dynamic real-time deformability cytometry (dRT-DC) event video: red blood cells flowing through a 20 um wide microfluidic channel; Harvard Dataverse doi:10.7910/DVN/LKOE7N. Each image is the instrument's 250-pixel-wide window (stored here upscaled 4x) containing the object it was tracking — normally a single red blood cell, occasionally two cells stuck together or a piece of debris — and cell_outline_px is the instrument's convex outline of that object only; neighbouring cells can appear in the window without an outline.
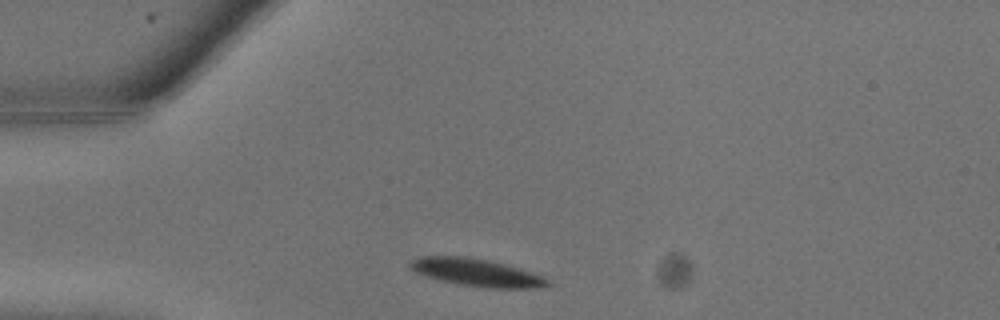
{"species": "common noctule bat (a hibernating species)", "species_latin": "Nyctalus noctula", "temperature_condition": "warm", "stored_images_in_passage": 14, "camera_frame_rate_fps": 3000, "um_per_image_px": 0.085, "animal": {"sex": "male", "body_mass_g": 13.3}, "frame": {"image": 1, "passage_image": 1, "time_ms": 0.0, "image_size_px": [1000, 320], "cell_outline_px": [[552, 284], [544, 288], [488, 288], [460, 284], [428, 276], [416, 272], [408, 268], [408, 264], [416, 256], [468, 256], [488, 260], [504, 264], [532, 272], [544, 276]], "centroid_in_image_um": [40.54, 23.15], "position_along_channel_um": 44.5, "area_um2": 22.08}}
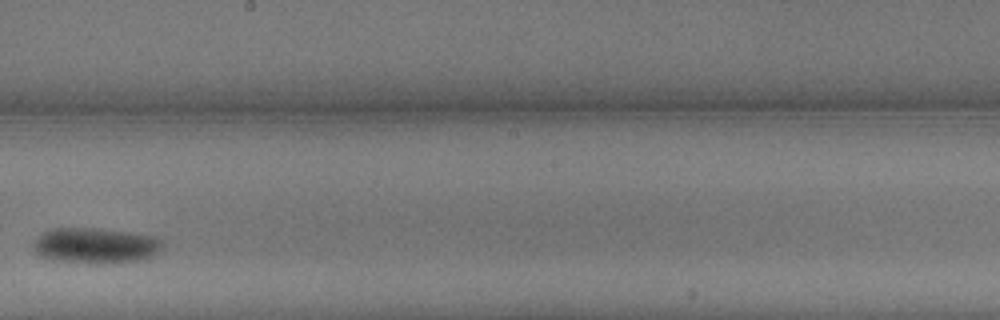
{"frame": {"image": 2, "passage_image": 9, "time_ms": 2.667, "image_size_px": [1000, 320], "cell_outline_px": [[164, 244], [152, 256], [144, 260], [64, 260], [40, 256], [32, 248], [36, 240], [44, 232], [56, 228], [92, 228], [132, 232], [156, 236], [164, 240]], "centroid_in_image_um": [8.18, 20.8], "position_along_channel_um": 240.0, "area_um2": 25.43}}
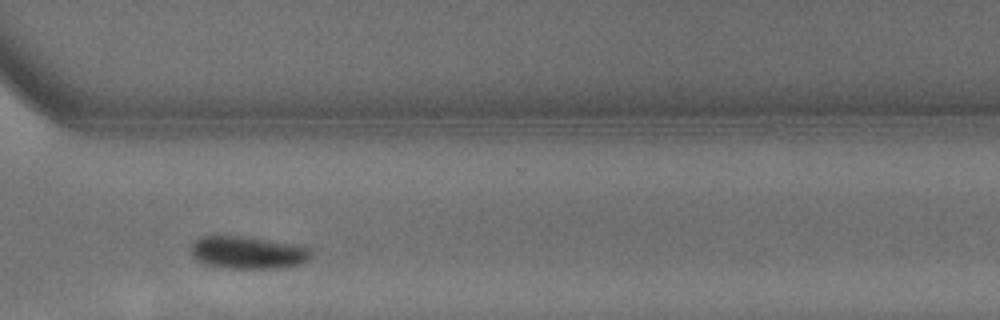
{"frame": {"image": 3, "passage_image": 13, "time_ms": 4.0, "image_size_px": [1000, 320], "cell_outline_px": [[312, 256], [308, 260], [300, 264], [276, 268], [232, 268], [208, 264], [196, 260], [192, 256], [192, 244], [200, 236], [244, 236], [296, 244], [312, 248]], "centroid_in_image_um": [21.12, 21.45], "position_along_channel_um": 349.5, "area_um2": 22.72}}